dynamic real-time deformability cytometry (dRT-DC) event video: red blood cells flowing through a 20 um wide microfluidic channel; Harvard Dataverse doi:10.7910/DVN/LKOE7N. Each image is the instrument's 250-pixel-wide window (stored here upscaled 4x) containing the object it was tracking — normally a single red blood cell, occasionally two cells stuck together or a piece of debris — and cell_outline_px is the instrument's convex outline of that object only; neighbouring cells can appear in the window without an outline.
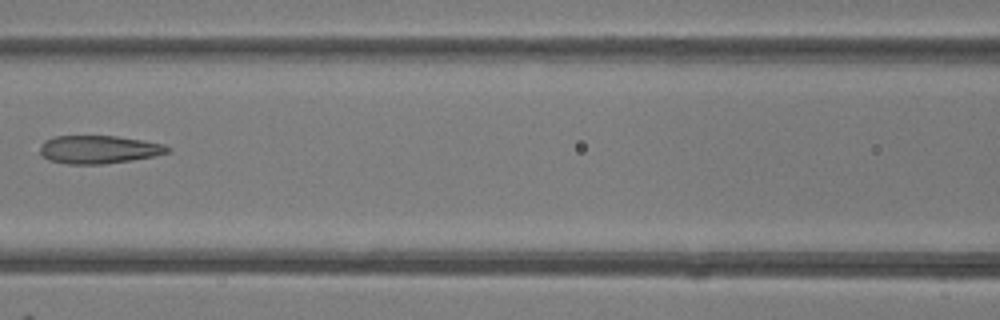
{"species": "common noctule bat (a hibernating species)", "species_latin": "Nyctalus noctula", "temperature_condition": "room temperature", "stored_images_in_passage": 5, "camera_frame_rate_fps": 3000, "um_per_image_px": 0.085, "animal": {"sex": "female"}, "frame": {"image": 1, "passage_image": 5, "time_ms": 4.667, "image_size_px": [1000, 320], "cell_outline_px": [[172, 152], [132, 160], [100, 164], [68, 164], [48, 160], [40, 152], [40, 148], [44, 140], [56, 136], [116, 136], [144, 140], [164, 144], [172, 148]], "centroid_in_image_um": [8.43, 12.7], "position_along_channel_um": 158.2, "area_um2": 20.92}}